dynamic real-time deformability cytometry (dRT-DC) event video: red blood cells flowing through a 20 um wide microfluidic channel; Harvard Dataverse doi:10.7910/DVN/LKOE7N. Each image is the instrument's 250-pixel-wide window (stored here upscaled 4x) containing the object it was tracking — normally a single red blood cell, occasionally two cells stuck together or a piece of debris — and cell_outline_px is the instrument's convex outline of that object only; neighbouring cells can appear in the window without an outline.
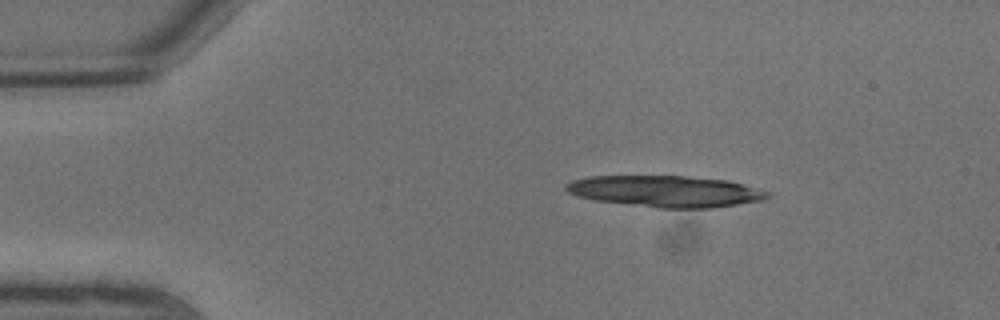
{"species": "common noctule bat (a hibernating species)", "species_latin": "Nyctalus noctula", "temperature_condition": "warm", "stored_images_in_passage": 5, "camera_frame_rate_fps": 3000, "um_per_image_px": 0.085, "animal": {"sex": "male", "body_mass_g": 13.3}, "frame": {"image": 1, "passage_image": 1, "time_ms": 0.0, "image_size_px": [1000, 320], "cell_outline_px": [[772, 196], [764, 200], [712, 208], [656, 208], [596, 200], [576, 196], [568, 192], [564, 188], [564, 184], [572, 180], [588, 176], [684, 176], [728, 180], [744, 184], [772, 192]], "centroid_in_image_um": [56.6, 16.26], "position_along_channel_um": 28.4, "area_um2": 37.17}}
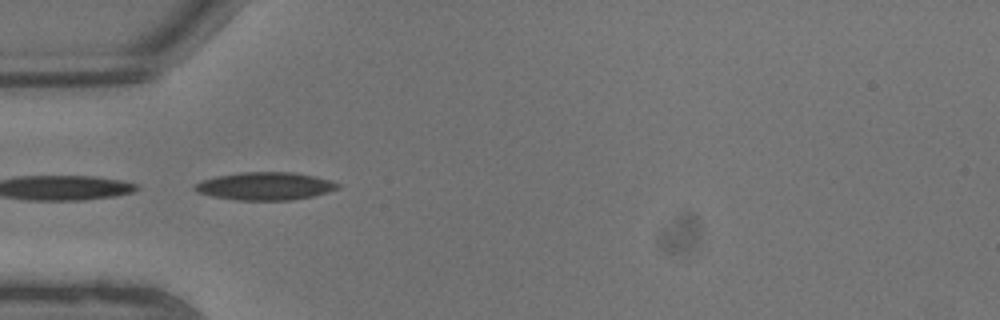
{"frame": {"image": 2, "passage_image": 4, "time_ms": 1.0, "image_size_px": [1000, 320], "cell_outline_px": [[340, 188], [328, 192], [312, 196], [288, 200], [236, 200], [212, 196], [196, 192], [192, 188], [192, 184], [200, 180], [216, 176], [240, 172], [292, 172], [332, 180], [340, 184]], "centroid_in_image_um": [22.48, 15.81], "position_along_channel_um": 62.5, "area_um2": 23.35}}